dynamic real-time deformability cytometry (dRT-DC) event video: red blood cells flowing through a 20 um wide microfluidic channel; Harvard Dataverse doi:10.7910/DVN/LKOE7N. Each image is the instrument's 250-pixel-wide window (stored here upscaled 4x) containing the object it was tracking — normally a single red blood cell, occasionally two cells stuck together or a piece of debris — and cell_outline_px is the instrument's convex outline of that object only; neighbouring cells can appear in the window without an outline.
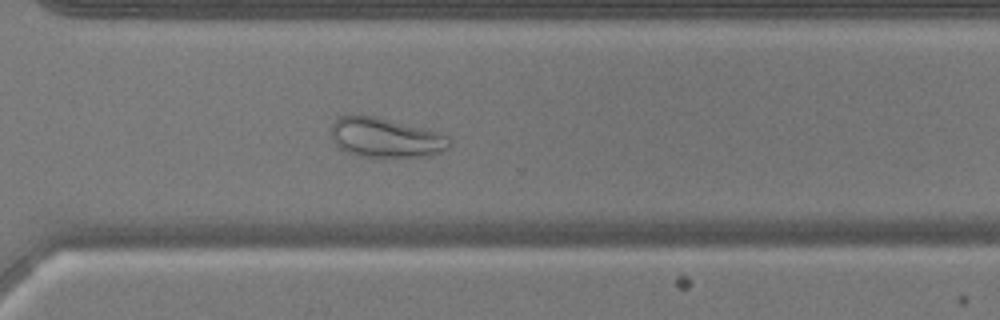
{"species": "common noctule bat (a hibernating species)", "species_latin": "Nyctalus noctula", "temperature_condition": "warm", "stored_images_in_passage": 50, "camera_frame_rate_fps": 3000, "um_per_image_px": 0.085, "animal": {"sex": "male", "body_mass_g": 17.9, "forearm_length_mm": 54.2}, "frame": {"image": 1, "passage_image": 35, "time_ms": 11.333, "image_size_px": [1000, 320], "cell_outline_px": [[452, 144], [448, 148], [440, 152], [428, 156], [360, 156], [348, 152], [340, 148], [332, 140], [332, 124], [336, 116], [348, 112], [352, 112], [376, 116], [428, 128], [440, 132], [448, 136]], "centroid_in_image_um": [32.76, 11.64], "position_along_channel_um": 337.8, "area_um2": 27.98}}